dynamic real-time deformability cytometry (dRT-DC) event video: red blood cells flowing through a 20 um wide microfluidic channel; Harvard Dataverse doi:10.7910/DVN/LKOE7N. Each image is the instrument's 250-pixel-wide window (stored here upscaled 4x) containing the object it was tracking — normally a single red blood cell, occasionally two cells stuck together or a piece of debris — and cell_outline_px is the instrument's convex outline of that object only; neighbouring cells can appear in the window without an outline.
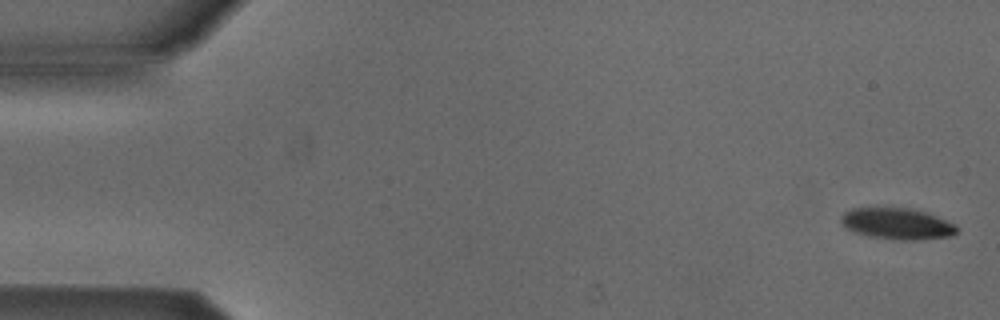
{"species": "Egyptian fruit bat (a non-hibernating species)", "species_latin": "Rousettus aegyptiacus", "temperature_condition": "cold", "stored_images_in_passage": 54, "camera_frame_rate_fps": 3000, "um_per_image_px": 0.085, "animal": {"sex": "male"}, "frame": {"image": 1, "passage_image": 2, "time_ms": 0.333, "image_size_px": [1000, 320], "cell_outline_px": [[960, 228], [952, 236], [912, 240], [900, 240], [868, 236], [856, 232], [848, 228], [840, 220], [840, 216], [844, 212], [852, 208], [908, 208], [928, 212], [956, 224]], "centroid_in_image_um": [76.3, 19.01], "position_along_channel_um": 8.7, "area_um2": 21.1}}
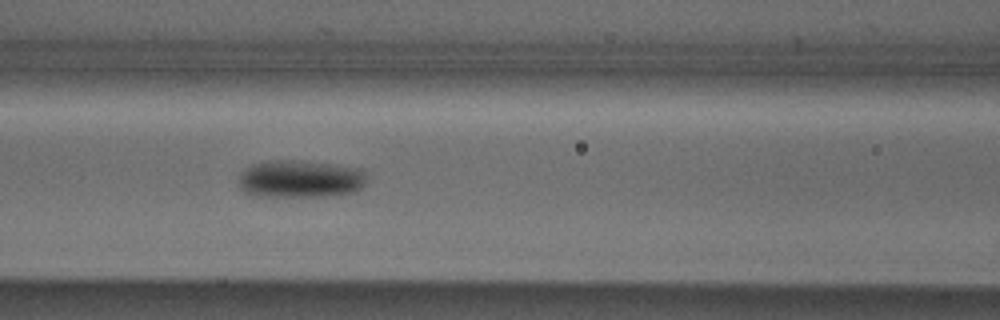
{"frame": {"image": 2, "passage_image": 23, "time_ms": 7.333, "image_size_px": [1000, 320], "cell_outline_px": [[364, 184], [360, 188], [352, 192], [320, 196], [256, 196], [244, 192], [240, 188], [240, 176], [244, 168], [252, 164], [268, 160], [292, 160], [332, 164], [360, 168], [364, 172]], "centroid_in_image_um": [25.47, 15.2], "position_along_channel_um": 141.1, "area_um2": 27.8}}
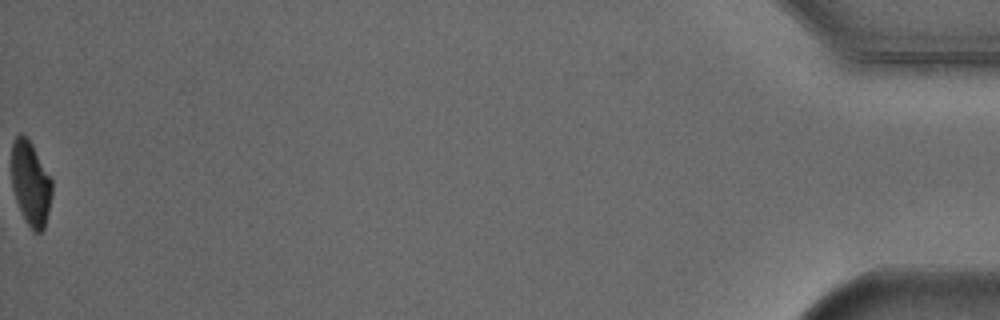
{"frame": {"image": 3, "passage_image": 54, "time_ms": 17.667, "image_size_px": [1000, 320], "cell_outline_px": [[52, 196], [44, 228], [40, 232], [36, 232], [28, 224], [16, 200], [12, 188], [12, 144], [16, 136], [20, 132], [28, 136], [52, 180]], "centroid_in_image_um": [2.61, 15.53], "position_along_channel_um": 432.6, "area_um2": 19.71}, "authors_computed_cell_mechanics": {"area_um2": 23.3223, "velocity_mm_per_s": 3.8683, "shape_relaxation_time_tau1_ms": 2.0089, "shape_relaxation_time_tau2_ms": null, "deformation_change_tau1": 0.0929, "deformation_change_tau2": null}}